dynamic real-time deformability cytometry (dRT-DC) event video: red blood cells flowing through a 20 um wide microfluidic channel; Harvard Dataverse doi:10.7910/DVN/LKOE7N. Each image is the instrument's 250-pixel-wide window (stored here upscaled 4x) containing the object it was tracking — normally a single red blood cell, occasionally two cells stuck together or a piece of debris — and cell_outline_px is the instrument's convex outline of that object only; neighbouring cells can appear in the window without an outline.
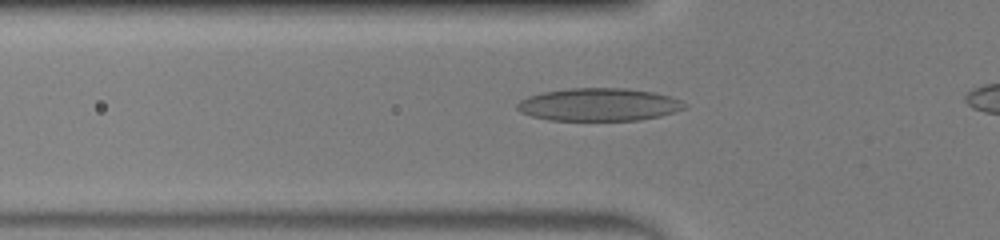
{"species": "human", "species_latin": "Homo sapiens", "temperature_condition": "warm", "stored_images_in_passage": 19, "camera_frame_rate_fps": 3000, "um_per_image_px": 0.085, "donor": {"sex": "male"}, "frame": {"image": 1, "passage_image": 8, "time_ms": 2.333, "image_size_px": [1000, 240], "cell_outline_px": [[688, 104], [684, 108], [660, 116], [640, 120], [548, 120], [532, 116], [520, 112], [516, 108], [516, 104], [520, 100], [528, 96], [544, 92], [572, 88], [628, 88], [652, 92], [672, 96]], "centroid_in_image_um": [50.9, 8.89], "position_along_channel_um": 74.9, "area_um2": 31.96}}
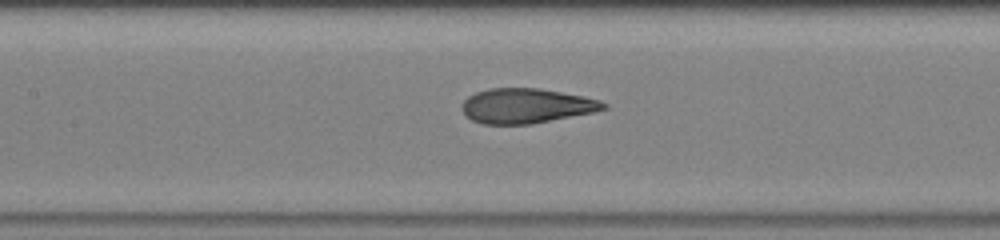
{"frame": {"image": 2, "passage_image": 14, "time_ms": 4.333, "image_size_px": [1000, 240], "cell_outline_px": [[608, 108], [592, 112], [532, 124], [484, 124], [472, 120], [464, 116], [460, 108], [460, 104], [468, 96], [476, 92], [488, 88], [540, 88], [584, 96], [600, 100], [608, 104]], "centroid_in_image_um": [44.69, 8.99], "position_along_channel_um": 162.7, "area_um2": 28.96}}
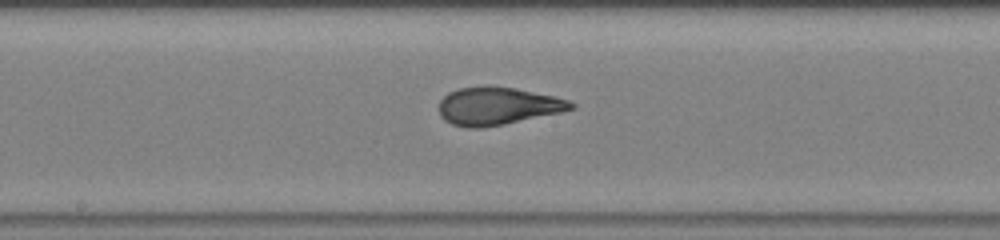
{"frame": {"image": 3, "passage_image": 17, "time_ms": 5.333, "image_size_px": [1000, 240], "cell_outline_px": [[576, 108], [560, 112], [504, 124], [480, 128], [468, 128], [452, 124], [444, 120], [440, 116], [440, 100], [448, 92], [460, 88], [512, 88], [556, 96], [568, 100], [576, 104]], "centroid_in_image_um": [42.31, 9.04], "position_along_channel_um": 205.9, "area_um2": 28.38}}